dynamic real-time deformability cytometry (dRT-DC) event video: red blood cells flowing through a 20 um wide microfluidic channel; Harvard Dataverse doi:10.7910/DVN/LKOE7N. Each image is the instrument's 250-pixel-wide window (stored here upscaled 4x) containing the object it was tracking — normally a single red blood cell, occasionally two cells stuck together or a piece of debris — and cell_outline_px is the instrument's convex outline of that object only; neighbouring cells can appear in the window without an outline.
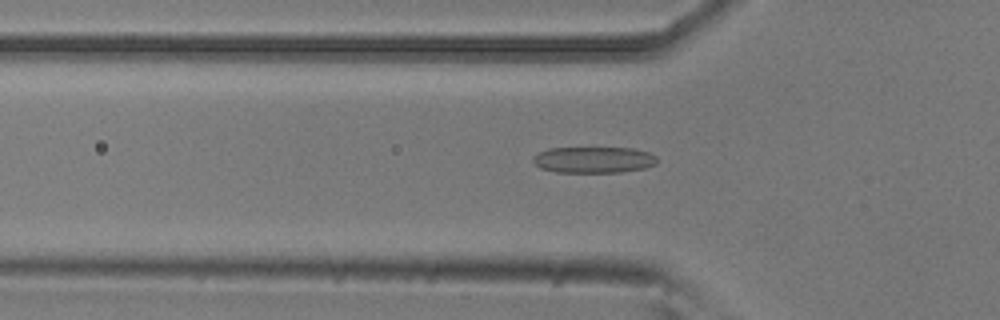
{"species": "common noctule bat (a hibernating species)", "species_latin": "Nyctalus noctula", "temperature_condition": "room temperature", "stored_images_in_passage": 52, "camera_frame_rate_fps": 3000, "um_per_image_px": 0.085, "animal": {"sex": "male", "body_mass_g": 20.5, "forearm_length_mm": 52.5}, "frame": {"image": 1, "passage_image": 16, "time_ms": 5.0, "image_size_px": [1000, 320], "cell_outline_px": [[656, 164], [644, 168], [620, 172], [556, 172], [540, 168], [532, 160], [532, 156], [548, 148], [632, 148], [648, 152], [656, 156]], "centroid_in_image_um": [50.44, 13.58], "position_along_channel_um": 75.4, "area_um2": 18.9}}
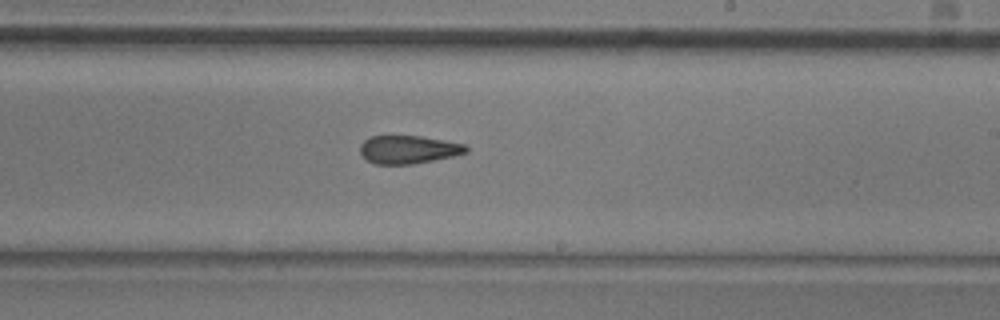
{"frame": {"image": 2, "passage_image": 30, "time_ms": 9.667, "image_size_px": [1000, 320], "cell_outline_px": [[468, 152], [452, 156], [412, 164], [376, 164], [368, 160], [360, 152], [360, 144], [368, 136], [420, 136], [464, 144], [468, 148]], "centroid_in_image_um": [34.68, 12.7], "position_along_channel_um": 254.3, "area_um2": 17.17}}
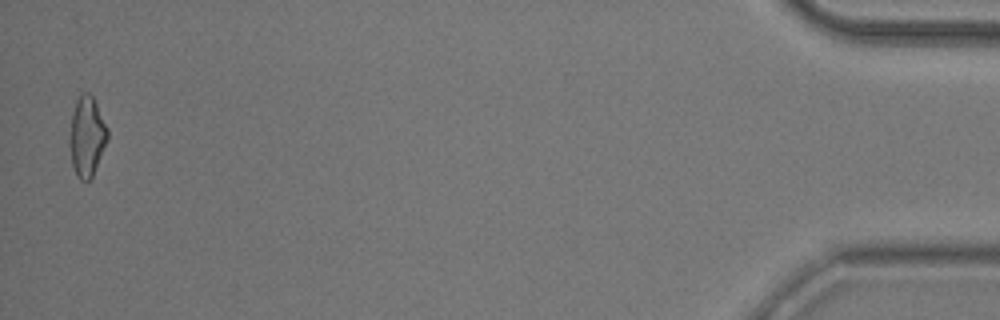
{"frame": {"image": 3, "passage_image": 51, "time_ms": 16.667, "image_size_px": [1000, 320], "cell_outline_px": [[108, 136], [92, 176], [88, 180], [80, 180], [72, 164], [68, 144], [68, 140], [72, 112], [76, 100], [84, 92], [88, 92], [92, 96], [108, 128]], "centroid_in_image_um": [7.35, 11.57], "position_along_channel_um": 427.9, "area_um2": 17.4}, "authors_computed_cell_mechanics": {"area_um2": 18.207, "velocity_mm_per_s": 3.8132, "shape_relaxation_time_tau1_ms": 8.1229, "shape_relaxation_time_tau2_ms": 3.7578, "deformation_change_tau1": 0.172, "deformation_change_tau2": 0.139}}